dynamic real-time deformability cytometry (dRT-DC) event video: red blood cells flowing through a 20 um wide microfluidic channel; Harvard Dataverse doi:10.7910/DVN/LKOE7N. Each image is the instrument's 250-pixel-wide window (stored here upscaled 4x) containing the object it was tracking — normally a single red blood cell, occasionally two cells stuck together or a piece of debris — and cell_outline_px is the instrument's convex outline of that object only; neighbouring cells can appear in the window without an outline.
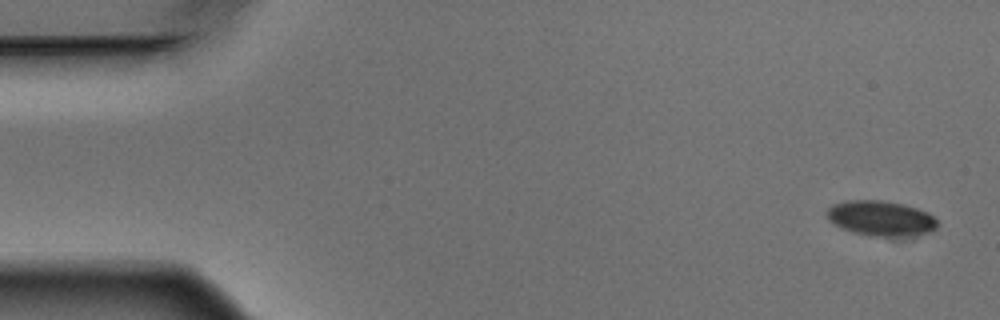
{"species": "Egyptian fruit bat (a non-hibernating species)", "species_latin": "Rousettus aegyptiacus", "temperature_condition": "warm", "stored_images_in_passage": 5, "camera_frame_rate_fps": 3000, "um_per_image_px": 0.085, "animal": {"sex": "male"}, "frame": {"image": 1, "passage_image": 1, "time_ms": 0.0, "image_size_px": [1000, 320], "cell_outline_px": [[936, 228], [928, 232], [916, 236], [900, 240], [896, 240], [868, 236], [844, 228], [828, 220], [828, 208], [832, 204], [844, 200], [880, 200], [904, 204], [928, 212], [936, 220]], "centroid_in_image_um": [74.92, 18.6], "position_along_channel_um": 10.1, "area_um2": 23.24}}
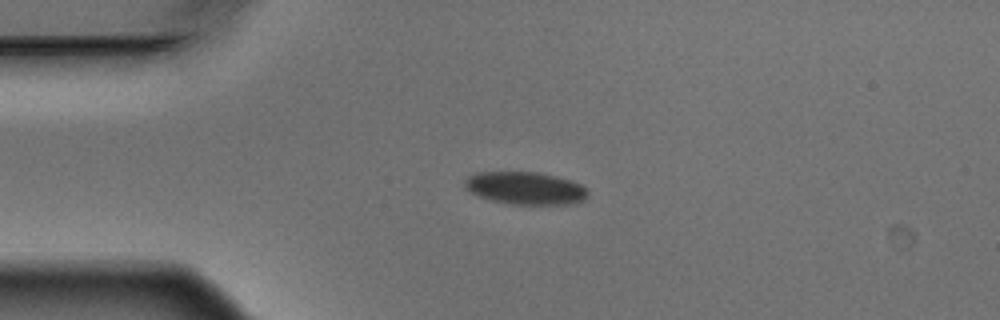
{"frame": {"image": 2, "passage_image": 4, "time_ms": 1.0, "image_size_px": [1000, 320], "cell_outline_px": [[588, 196], [584, 200], [576, 204], [508, 204], [488, 200], [476, 196], [464, 184], [464, 180], [468, 176], [476, 172], [536, 172], [556, 176], [580, 184], [588, 192]], "centroid_in_image_um": [44.64, 16.0], "position_along_channel_um": 40.4, "area_um2": 23.47}}